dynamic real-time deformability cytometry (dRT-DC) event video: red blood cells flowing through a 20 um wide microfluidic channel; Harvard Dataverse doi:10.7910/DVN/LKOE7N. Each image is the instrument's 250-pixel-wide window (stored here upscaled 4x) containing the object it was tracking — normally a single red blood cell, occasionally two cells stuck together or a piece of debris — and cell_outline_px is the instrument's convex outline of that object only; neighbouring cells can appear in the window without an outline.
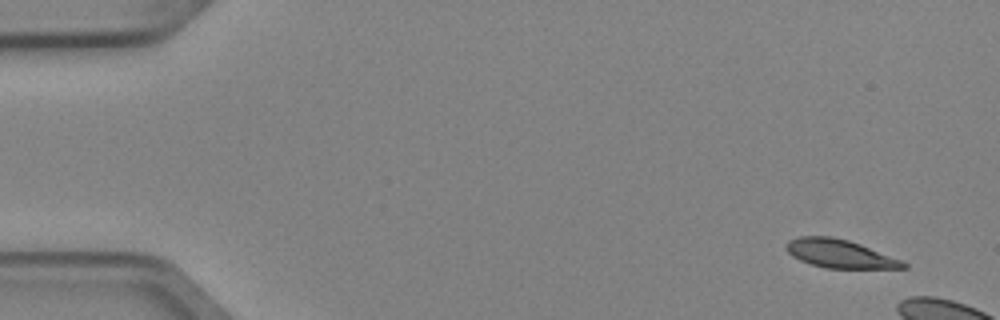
{"species": "Egyptian fruit bat (a non-hibernating species)", "species_latin": "Rousettus aegyptiacus", "temperature_condition": "cold", "stored_images_in_passage": 3, "camera_frame_rate_fps": 3000, "um_per_image_px": 0.085, "animal": {"sex": "female"}, "frame": {"image": 1, "passage_image": 1, "time_ms": 0.0, "image_size_px": [1000, 320], "cell_outline_px": [[908, 268], [824, 268], [800, 260], [792, 256], [788, 252], [788, 240], [800, 236], [832, 236], [848, 240], [860, 244], [900, 260], [908, 264]], "centroid_in_image_um": [71.37, 21.56], "position_along_channel_um": 13.6, "area_um2": 19.02}}